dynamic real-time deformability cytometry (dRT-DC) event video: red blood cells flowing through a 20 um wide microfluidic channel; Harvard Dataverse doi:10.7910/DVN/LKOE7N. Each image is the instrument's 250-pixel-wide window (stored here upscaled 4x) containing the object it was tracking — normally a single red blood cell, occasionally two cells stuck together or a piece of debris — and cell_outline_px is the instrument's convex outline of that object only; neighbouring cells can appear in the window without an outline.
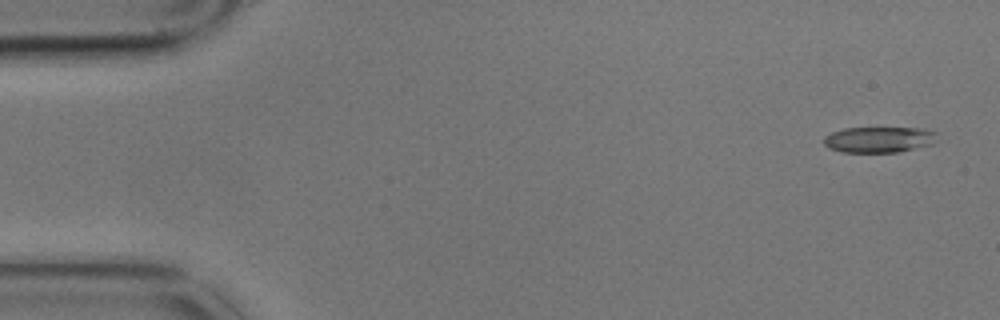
{"species": "common noctule bat (a hibernating species)", "species_latin": "Nyctalus noctula", "temperature_condition": "cold", "stored_images_in_passage": 5, "camera_frame_rate_fps": 3000, "um_per_image_px": 0.085, "animal": {"sex": "male", "body_mass_g": 17.9}, "frame": {"image": 1, "passage_image": 1, "time_ms": 0.0, "image_size_px": [1000, 320], "cell_outline_px": [[940, 132], [932, 144], [896, 152], [840, 152], [828, 148], [824, 144], [824, 136], [832, 132], [844, 128], [924, 128]], "centroid_in_image_um": [74.72, 11.85], "position_along_channel_um": 10.3, "area_um2": 17.17}}